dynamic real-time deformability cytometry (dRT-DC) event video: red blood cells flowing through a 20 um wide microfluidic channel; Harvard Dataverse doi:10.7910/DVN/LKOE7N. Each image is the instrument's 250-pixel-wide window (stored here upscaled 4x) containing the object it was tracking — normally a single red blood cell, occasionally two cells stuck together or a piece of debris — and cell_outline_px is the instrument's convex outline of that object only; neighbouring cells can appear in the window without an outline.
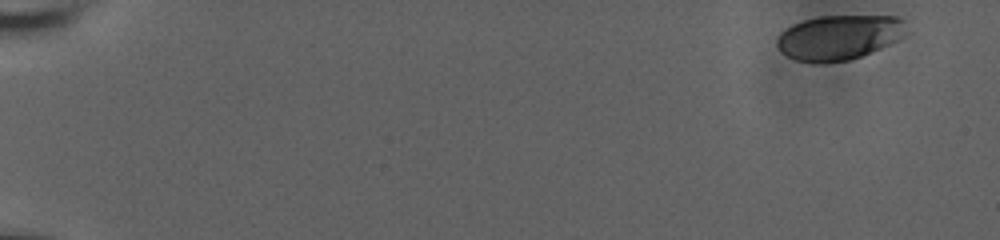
{"species": "human", "species_latin": "Homo sapiens", "temperature_condition": "room temperature", "stored_images_in_passage": 11, "camera_frame_rate_fps": 3000, "um_per_image_px": 0.085, "donor": {"sex": "male"}, "frame": {"image": 1, "passage_image": 1, "time_ms": 0.0, "image_size_px": [1000, 240], "cell_outline_px": [[908, 32], [904, 36], [880, 48], [860, 56], [848, 60], [796, 60], [780, 52], [776, 44], [776, 40], [780, 32], [792, 24], [804, 20], [820, 16], [896, 16], [904, 20]], "centroid_in_image_um": [71.33, 3.13], "position_along_channel_um": 13.7, "area_um2": 33.18}}
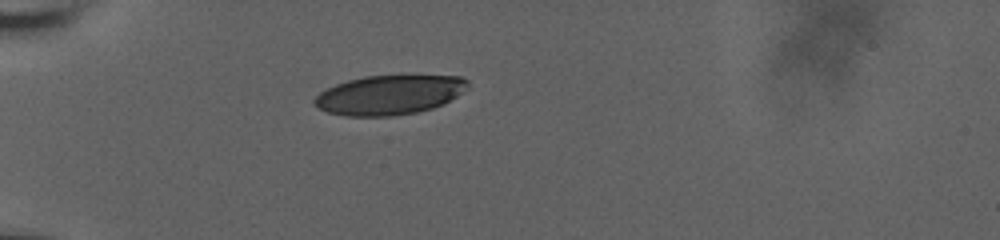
{"frame": {"image": 2, "passage_image": 7, "time_ms": 2.0, "image_size_px": [1000, 240], "cell_outline_px": [[468, 88], [444, 104], [432, 108], [416, 112], [392, 116], [344, 116], [328, 112], [320, 108], [312, 100], [320, 92], [336, 84], [348, 80], [364, 76], [460, 76], [468, 80]], "centroid_in_image_um": [33.1, 8.07], "position_along_channel_um": 51.9, "area_um2": 35.03}}
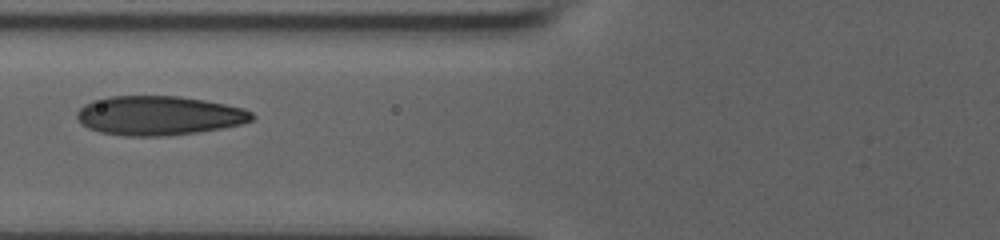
{"frame": {"image": 3, "passage_image": 10, "time_ms": 3.0, "image_size_px": [1000, 240], "cell_outline_px": [[256, 116], [252, 120], [240, 124], [220, 128], [196, 132], [164, 136], [124, 136], [100, 132], [88, 128], [76, 116], [76, 112], [84, 104], [92, 100], [108, 96], [180, 96], [204, 100], [244, 108], [252, 112]], "centroid_in_image_um": [13.49, 9.82], "position_along_channel_um": 112.3, "area_um2": 40.0}}